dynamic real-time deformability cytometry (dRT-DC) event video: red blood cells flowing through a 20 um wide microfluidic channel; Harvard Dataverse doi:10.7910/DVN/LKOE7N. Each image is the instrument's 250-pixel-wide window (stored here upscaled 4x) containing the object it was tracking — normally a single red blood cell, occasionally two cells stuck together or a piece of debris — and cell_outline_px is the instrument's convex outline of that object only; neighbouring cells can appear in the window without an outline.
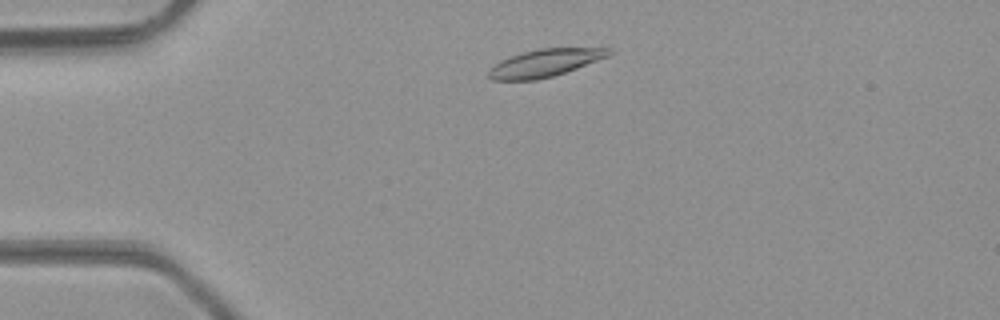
{"species": "common noctule bat (a hibernating species)", "species_latin": "Nyctalus noctula", "temperature_condition": "room temperature", "stored_images_in_passage": 32, "camera_frame_rate_fps": 3000, "um_per_image_px": 0.085, "animal": {"sex": "male", "body_mass_g": 23.1, "forearm_length_mm": 52.7}, "frame": {"image": 1, "passage_image": 2, "time_ms": 0.333, "image_size_px": [1000, 320], "cell_outline_px": [[612, 52], [608, 56], [576, 68], [552, 76], [536, 80], [492, 80], [488, 76], [488, 68], [500, 60], [508, 56], [520, 52], [536, 48], [612, 48]], "centroid_in_image_um": [46.24, 5.34], "position_along_channel_um": 38.8, "area_um2": 19.36}}
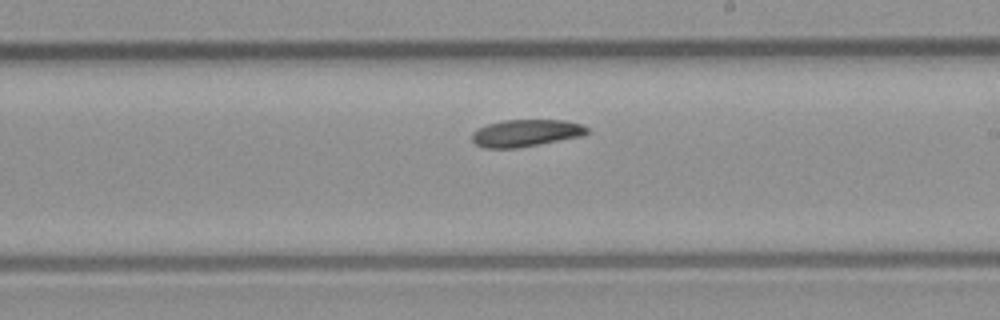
{"frame": {"image": 2, "passage_image": 19, "time_ms": 6.0, "image_size_px": [1000, 320], "cell_outline_px": [[588, 132], [580, 136], [516, 148], [484, 148], [476, 144], [472, 140], [472, 132], [476, 128], [488, 124], [504, 120], [564, 120], [580, 124], [588, 128]], "centroid_in_image_um": [44.64, 11.3], "position_along_channel_um": 244.4, "area_um2": 17.98}}
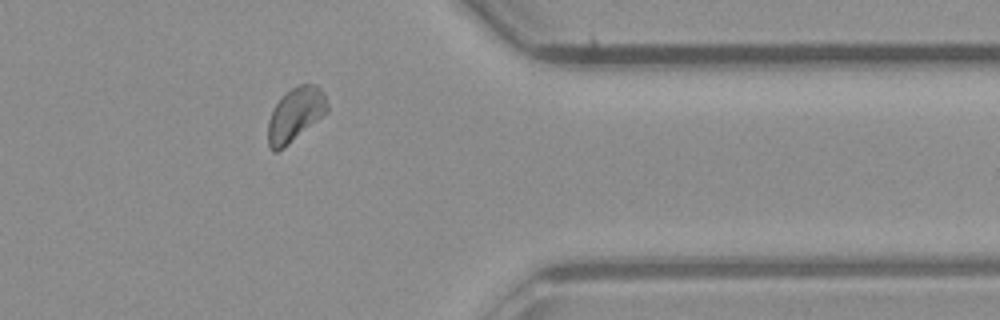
{"frame": {"image": 3, "passage_image": 30, "time_ms": 9.667, "image_size_px": [1000, 320], "cell_outline_px": [[328, 112], [284, 148], [276, 152], [272, 152], [268, 144], [268, 120], [276, 104], [284, 92], [300, 84], [316, 84], [324, 92], [328, 104]], "centroid_in_image_um": [25.11, 9.73], "position_along_channel_um": 386.3, "area_um2": 18.73}, "authors_computed_cell_mechanics": {"area_um2": 18.7272, "velocity_mm_per_s": 4.277, "shape_relaxation_time_tau1_ms": 8.3573, "shape_relaxation_time_tau2_ms": null, "deformation_change_tau1": 0.1307, "deformation_change_tau2": null}}